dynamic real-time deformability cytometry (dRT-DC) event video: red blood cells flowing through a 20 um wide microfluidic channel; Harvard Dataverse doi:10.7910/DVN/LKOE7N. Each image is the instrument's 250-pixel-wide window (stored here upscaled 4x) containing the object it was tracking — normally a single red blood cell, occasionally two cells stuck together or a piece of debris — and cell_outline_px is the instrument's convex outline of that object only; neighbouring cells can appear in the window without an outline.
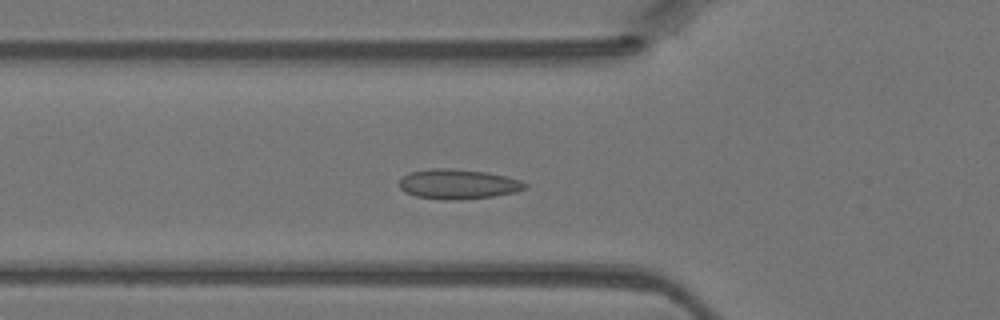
{"species": "Egyptian fruit bat (a non-hibernating species)", "species_latin": "Rousettus aegyptiacus", "temperature_condition": "warm", "stored_images_in_passage": 38, "camera_frame_rate_fps": 3000, "um_per_image_px": 0.085, "animal": {"sex": "female"}, "frame": {"image": 1, "passage_image": 8, "time_ms": 2.333, "image_size_px": [1000, 320], "cell_outline_px": [[528, 188], [516, 192], [492, 196], [460, 200], [444, 200], [416, 196], [404, 192], [400, 188], [400, 180], [408, 172], [432, 168], [448, 168], [488, 172], [520, 180], [528, 184]], "centroid_in_image_um": [38.94, 15.65], "position_along_channel_um": 86.9, "area_um2": 21.96}}
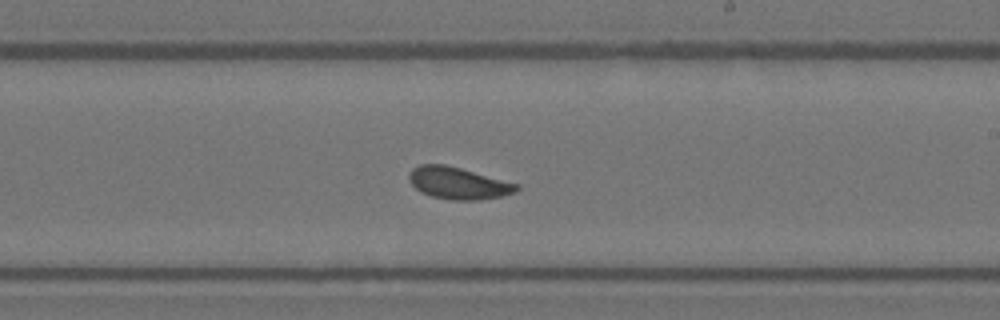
{"frame": {"image": 2, "passage_image": 19, "time_ms": 6.0, "image_size_px": [1000, 320], "cell_outline_px": [[520, 188], [516, 192], [500, 196], [480, 200], [452, 200], [432, 196], [420, 192], [408, 180], [408, 176], [412, 168], [420, 164], [444, 164], [460, 168], [520, 184]], "centroid_in_image_um": [38.95, 15.57], "position_along_channel_um": 250.0, "area_um2": 20.06}}
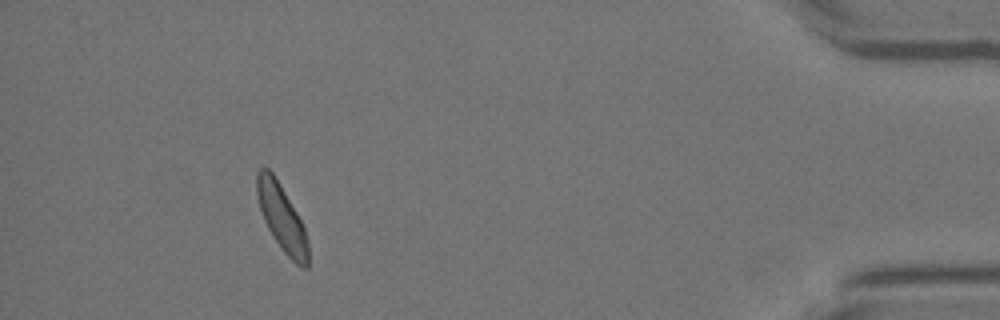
{"frame": {"image": 3, "passage_image": 34, "time_ms": 11.0, "image_size_px": [1000, 320], "cell_outline_px": [[308, 268], [300, 268], [284, 252], [268, 228], [264, 220], [256, 196], [256, 172], [260, 168], [268, 168], [272, 172], [280, 184], [296, 212], [304, 228], [308, 244]], "centroid_in_image_um": [23.93, 18.5], "position_along_channel_um": 411.3, "area_um2": 19.54}}